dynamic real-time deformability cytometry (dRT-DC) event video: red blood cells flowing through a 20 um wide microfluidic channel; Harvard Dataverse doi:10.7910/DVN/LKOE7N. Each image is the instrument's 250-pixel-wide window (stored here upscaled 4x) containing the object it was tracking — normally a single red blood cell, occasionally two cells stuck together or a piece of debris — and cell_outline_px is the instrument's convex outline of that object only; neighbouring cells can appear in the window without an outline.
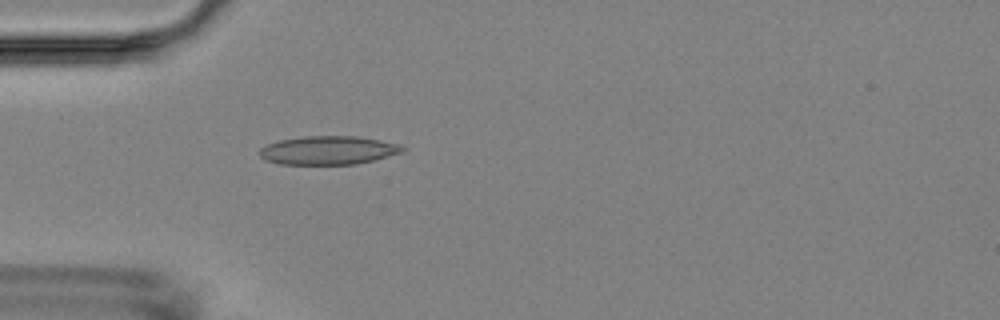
{"species": "Egyptian fruit bat (a non-hibernating species)", "species_latin": "Rousettus aegyptiacus", "temperature_condition": "room temperature", "stored_images_in_passage": 1, "camera_frame_rate_fps": 3000, "um_per_image_px": 0.085, "animal": {"sex": "female"}, "frame": {"image": 1, "passage_image": 1, "time_ms": 0.0, "image_size_px": [1000, 320], "cell_outline_px": [[408, 148], [404, 152], [356, 164], [280, 164], [264, 160], [260, 156], [260, 148], [268, 144], [280, 140], [304, 136], [356, 136], [380, 140], [400, 144]], "centroid_in_image_um": [27.93, 12.77], "position_along_channel_um": 57.1, "area_um2": 23.81}}